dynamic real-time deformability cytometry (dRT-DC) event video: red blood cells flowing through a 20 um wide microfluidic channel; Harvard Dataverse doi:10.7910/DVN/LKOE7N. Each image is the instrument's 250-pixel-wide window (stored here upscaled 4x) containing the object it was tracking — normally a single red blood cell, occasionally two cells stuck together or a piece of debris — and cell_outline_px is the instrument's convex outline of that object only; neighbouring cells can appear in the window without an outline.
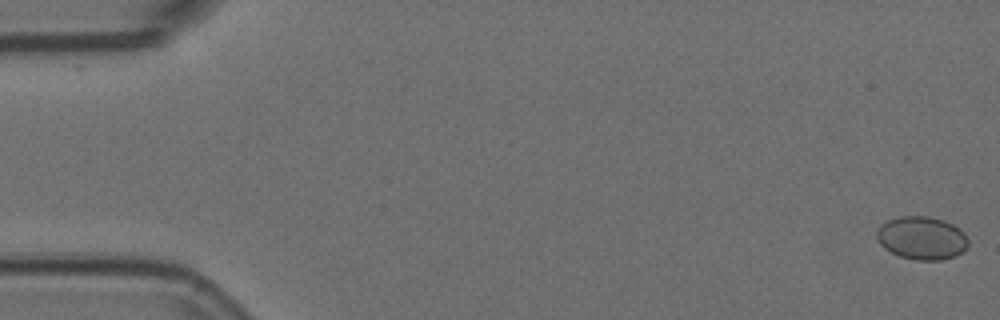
{"species": "Egyptian fruit bat (a non-hibernating species)", "species_latin": "Rousettus aegyptiacus", "temperature_condition": "room temperature", "stored_images_in_passage": 56, "camera_frame_rate_fps": 3000, "um_per_image_px": 0.085, "animal": {"sex": "female"}, "frame": {"image": 1, "passage_image": 1, "time_ms": 0.0, "image_size_px": [1000, 320], "cell_outline_px": [[968, 244], [956, 256], [940, 260], [916, 260], [900, 256], [884, 248], [880, 244], [876, 236], [876, 232], [888, 220], [900, 216], [928, 216], [944, 220], [960, 228], [964, 232], [968, 240]], "centroid_in_image_um": [78.36, 20.23], "position_along_channel_um": 6.6, "area_um2": 22.83}}
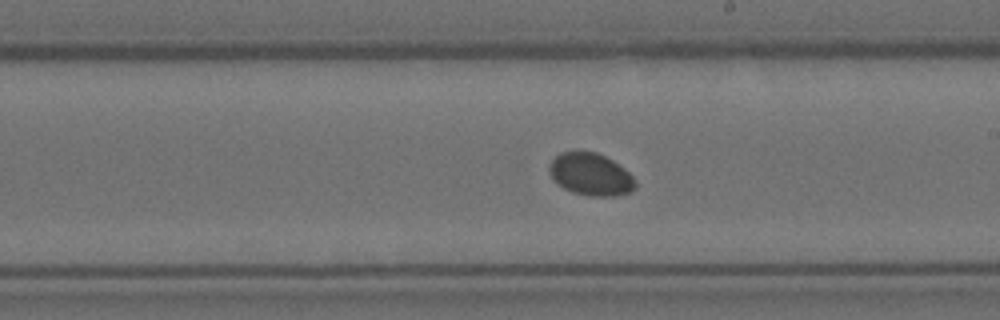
{"frame": {"image": 2, "passage_image": 32, "time_ms": 10.333, "image_size_px": [1000, 320], "cell_outline_px": [[636, 188], [628, 192], [616, 196], [588, 196], [572, 192], [556, 184], [548, 172], [548, 164], [560, 152], [596, 152], [612, 160], [624, 168], [636, 180]], "centroid_in_image_um": [50.18, 14.83], "position_along_channel_um": 238.8, "area_um2": 21.33}}
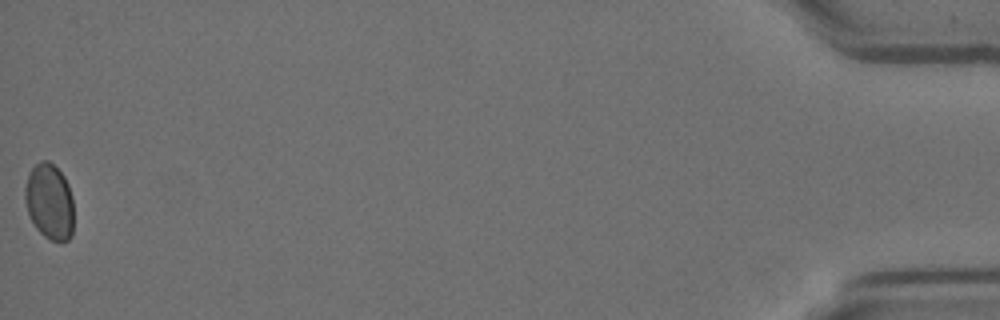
{"frame": {"image": 3, "passage_image": 56, "time_ms": 18.333, "image_size_px": [1000, 320], "cell_outline_px": [[72, 236], [68, 240], [60, 244], [44, 236], [36, 228], [28, 212], [24, 200], [24, 188], [28, 172], [40, 160], [48, 160], [64, 176], [68, 184], [72, 196]], "centroid_in_image_um": [4.19, 17.14], "position_along_channel_um": 431.0, "area_um2": 21.73}}